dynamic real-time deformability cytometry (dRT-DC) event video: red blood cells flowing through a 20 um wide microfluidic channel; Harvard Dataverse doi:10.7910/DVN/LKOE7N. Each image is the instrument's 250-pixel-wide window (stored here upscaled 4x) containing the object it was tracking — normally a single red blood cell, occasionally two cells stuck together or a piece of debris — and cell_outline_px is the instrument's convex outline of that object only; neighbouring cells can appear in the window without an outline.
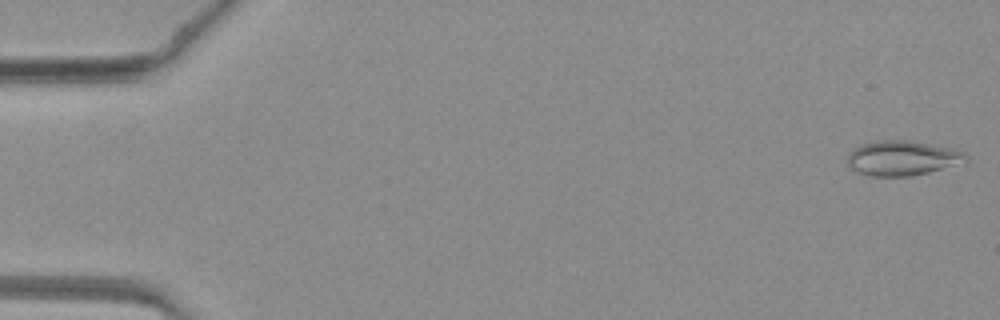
{"species": "common noctule bat (a hibernating species)", "species_latin": "Nyctalus noctula", "temperature_condition": "warm", "stored_images_in_passage": 46, "camera_frame_rate_fps": 3000, "um_per_image_px": 0.085, "animal": {"sex": "female", "body_mass_g": 19.3, "forearm_length_mm": 54.1}, "frame": {"image": 1, "passage_image": 1, "time_ms": 0.0, "image_size_px": [1000, 320], "cell_outline_px": [[968, 164], [912, 176], [868, 176], [856, 172], [848, 168], [848, 152], [852, 148], [860, 144], [876, 140], [908, 140], [952, 148], [964, 152], [968, 156]], "centroid_in_image_um": [76.73, 13.45], "position_along_channel_um": 8.3, "area_um2": 24.85}}
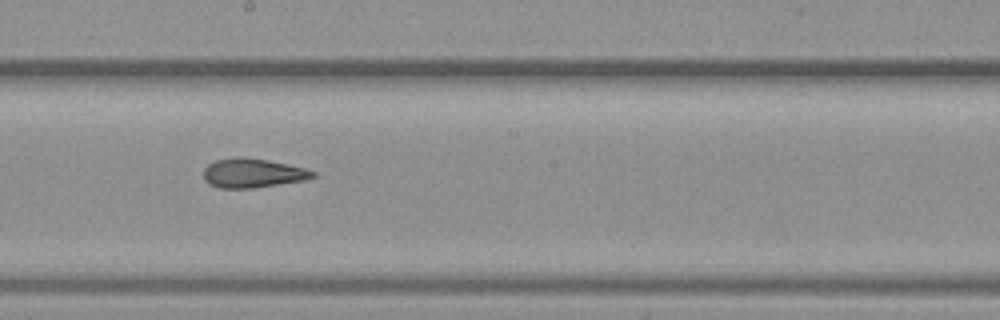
{"frame": {"image": 2, "passage_image": 26, "time_ms": 8.333, "image_size_px": [1000, 320], "cell_outline_px": [[316, 176], [304, 180], [252, 188], [220, 188], [208, 184], [204, 180], [204, 168], [208, 164], [216, 160], [268, 160], [288, 164], [304, 168], [316, 172]], "centroid_in_image_um": [21.5, 14.76], "position_along_channel_um": 226.7, "area_um2": 17.8}}
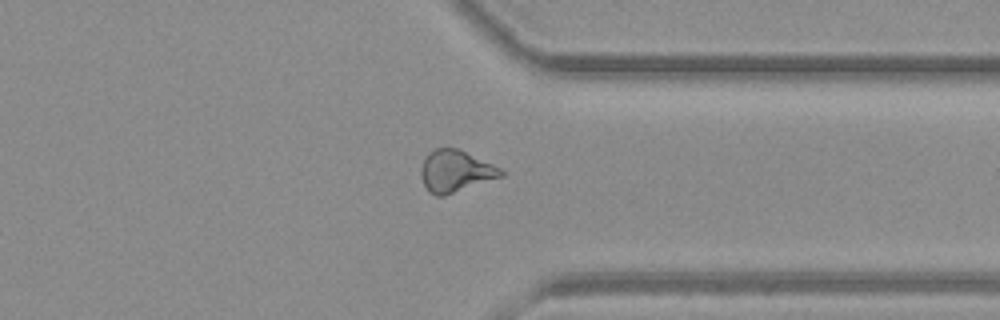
{"frame": {"image": 3, "passage_image": 36, "time_ms": 11.667, "image_size_px": [1000, 320], "cell_outline_px": [[504, 176], [444, 196], [436, 196], [428, 192], [420, 176], [420, 168], [428, 152], [436, 148], [456, 148], [492, 164], [500, 168], [504, 172]], "centroid_in_image_um": [38.69, 14.57], "position_along_channel_um": 372.7, "area_um2": 19.42}}